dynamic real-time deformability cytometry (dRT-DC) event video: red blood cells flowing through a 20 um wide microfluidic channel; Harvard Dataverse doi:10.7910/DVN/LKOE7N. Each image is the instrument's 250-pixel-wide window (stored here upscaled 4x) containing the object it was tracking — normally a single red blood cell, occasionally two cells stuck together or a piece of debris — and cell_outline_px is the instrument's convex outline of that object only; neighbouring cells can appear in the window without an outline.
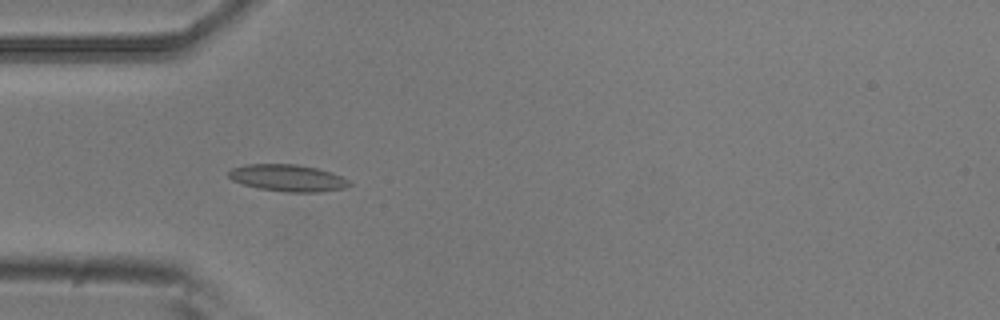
{"species": "common noctule bat (a hibernating species)", "species_latin": "Nyctalus noctula", "temperature_condition": "room temperature", "stored_images_in_passage": 5, "camera_frame_rate_fps": 3000, "um_per_image_px": 0.085, "animal": {"sex": "male", "body_mass_g": 20.5, "forearm_length_mm": 52.5}, "frame": {"image": 1, "passage_image": 4, "time_ms": 1.0, "image_size_px": [1000, 320], "cell_outline_px": [[352, 184], [344, 188], [320, 192], [284, 192], [260, 188], [244, 184], [232, 180], [228, 176], [228, 172], [232, 168], [244, 164], [296, 164], [316, 168], [332, 172], [348, 180]], "centroid_in_image_um": [24.45, 15.12], "position_along_channel_um": 60.5, "area_um2": 18.84}}
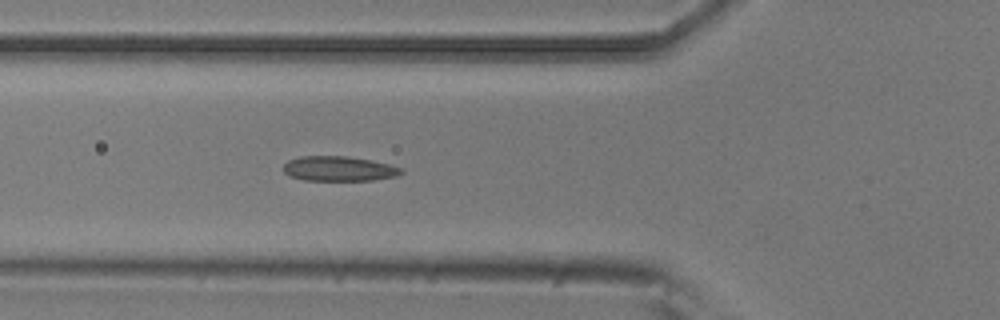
{"frame": {"image": 2, "passage_image": 5, "time_ms": 1.333, "image_size_px": [1000, 320], "cell_outline_px": [[404, 172], [396, 176], [372, 180], [304, 180], [288, 176], [284, 172], [284, 164], [288, 160], [300, 156], [348, 156], [372, 160], [404, 168]], "centroid_in_image_um": [28.81, 14.33], "position_along_channel_um": 97.0, "area_um2": 17.17}}